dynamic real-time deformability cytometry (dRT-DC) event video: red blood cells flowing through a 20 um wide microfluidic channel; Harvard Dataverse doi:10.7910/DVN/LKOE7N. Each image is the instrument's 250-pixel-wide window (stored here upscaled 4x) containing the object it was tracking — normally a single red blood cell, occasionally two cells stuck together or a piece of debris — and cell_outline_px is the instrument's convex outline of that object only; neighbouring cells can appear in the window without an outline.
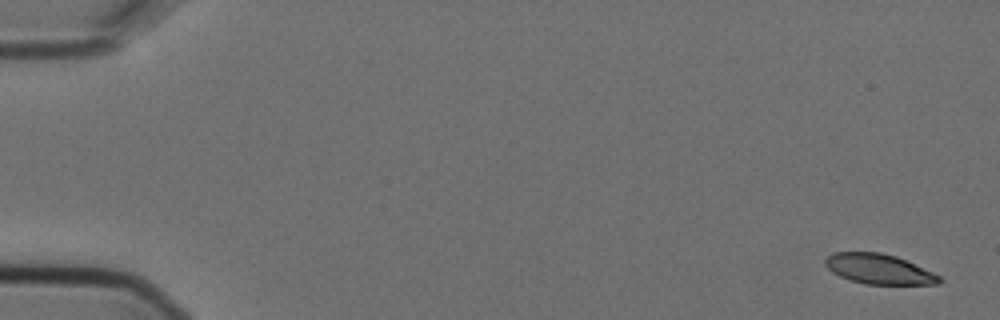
{"species": "Egyptian fruit bat (a non-hibernating species)", "species_latin": "Rousettus aegyptiacus", "temperature_condition": "cold", "stored_images_in_passage": 7, "camera_frame_rate_fps": 3000, "um_per_image_px": 0.085, "animal": {"sex": "female"}, "frame": {"image": 1, "passage_image": 1, "time_ms": 0.0, "image_size_px": [1000, 320], "cell_outline_px": [[944, 280], [940, 284], [864, 284], [848, 280], [832, 272], [824, 264], [824, 260], [832, 252], [880, 252], [896, 256], [932, 272], [940, 276]], "centroid_in_image_um": [74.69, 22.87], "position_along_channel_um": 10.3, "area_um2": 20.0}}
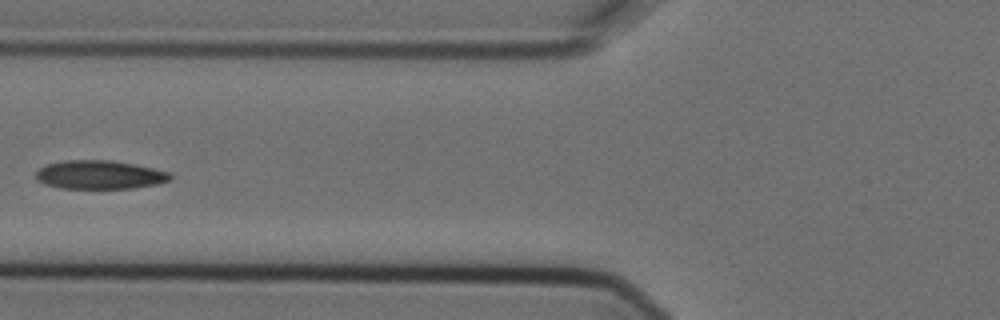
{"frame": {"image": 2, "passage_image": 6, "time_ms": 1.667, "image_size_px": [1000, 320], "cell_outline_px": [[172, 180], [156, 184], [132, 188], [60, 188], [44, 184], [36, 180], [36, 172], [40, 168], [48, 164], [64, 160], [112, 160], [136, 164], [172, 172]], "centroid_in_image_um": [8.5, 14.85], "position_along_channel_um": 117.3, "area_um2": 22.6}}
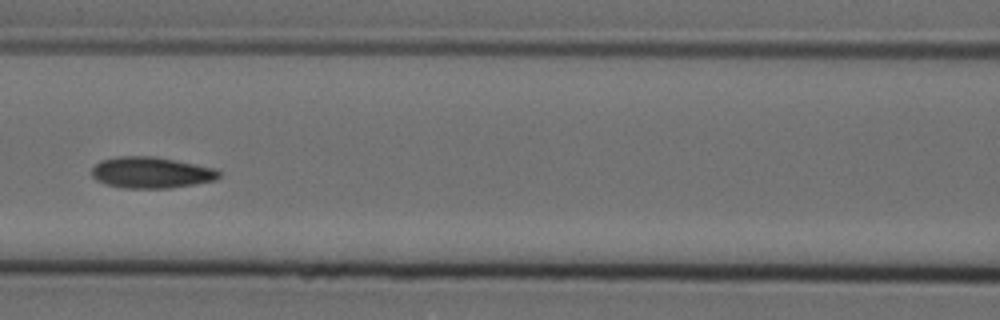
{"frame": {"image": 3, "passage_image": 7, "time_ms": 2.0, "image_size_px": [1000, 320], "cell_outline_px": [[220, 176], [216, 180], [168, 188], [120, 188], [104, 184], [96, 180], [92, 176], [92, 168], [100, 160], [120, 156], [156, 156], [212, 168], [220, 172]], "centroid_in_image_um": [12.79, 14.67], "position_along_channel_um": 153.8, "area_um2": 23.06}}